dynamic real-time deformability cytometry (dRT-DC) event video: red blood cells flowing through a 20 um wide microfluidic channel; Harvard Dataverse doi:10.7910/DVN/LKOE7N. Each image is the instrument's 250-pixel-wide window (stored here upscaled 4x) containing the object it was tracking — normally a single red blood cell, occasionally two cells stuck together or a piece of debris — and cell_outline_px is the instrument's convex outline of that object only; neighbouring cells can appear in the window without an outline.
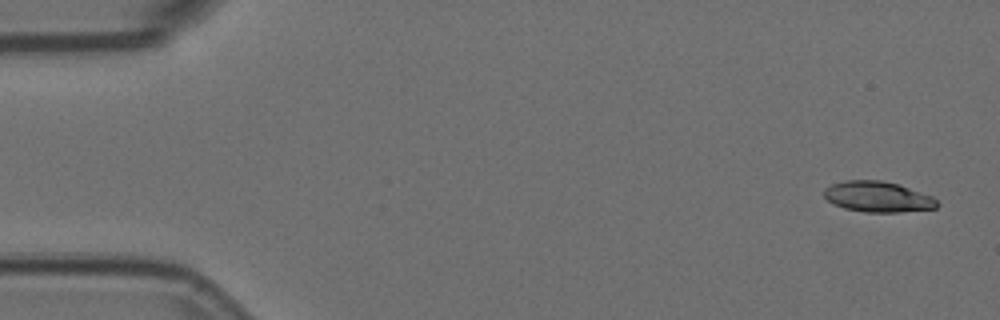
{"species": "Egyptian fruit bat (a non-hibernating species)", "species_latin": "Rousettus aegyptiacus", "temperature_condition": "room temperature", "stored_images_in_passage": 4, "camera_frame_rate_fps": 3000, "um_per_image_px": 0.085, "animal": {"sex": "female"}, "frame": {"image": 1, "passage_image": 1, "time_ms": 0.0, "image_size_px": [1000, 320], "cell_outline_px": [[940, 204], [936, 208], [900, 212], [864, 212], [844, 208], [832, 204], [824, 196], [824, 188], [832, 184], [844, 180], [880, 180], [900, 184], [932, 196]], "centroid_in_image_um": [74.61, 16.72], "position_along_channel_um": 10.4, "area_um2": 20.35}}
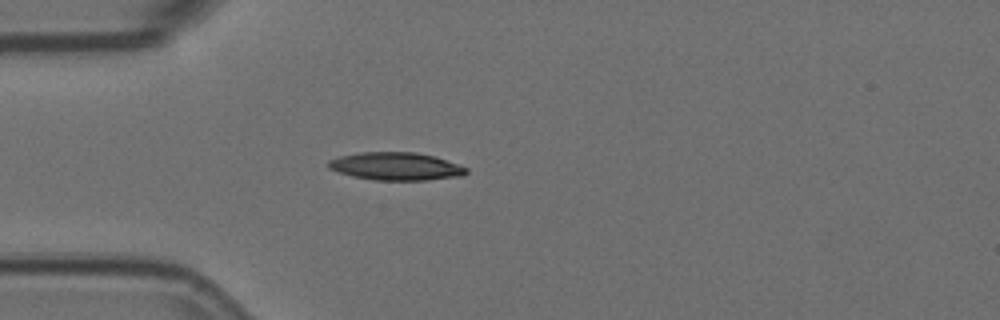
{"frame": {"image": 2, "passage_image": 4, "time_ms": 1.0, "image_size_px": [1000, 320], "cell_outline_px": [[468, 172], [464, 176], [428, 180], [376, 180], [352, 176], [328, 168], [328, 160], [340, 156], [360, 152], [416, 152], [436, 156], [468, 168]], "centroid_in_image_um": [33.69, 14.13], "position_along_channel_um": 51.3, "area_um2": 22.48}}